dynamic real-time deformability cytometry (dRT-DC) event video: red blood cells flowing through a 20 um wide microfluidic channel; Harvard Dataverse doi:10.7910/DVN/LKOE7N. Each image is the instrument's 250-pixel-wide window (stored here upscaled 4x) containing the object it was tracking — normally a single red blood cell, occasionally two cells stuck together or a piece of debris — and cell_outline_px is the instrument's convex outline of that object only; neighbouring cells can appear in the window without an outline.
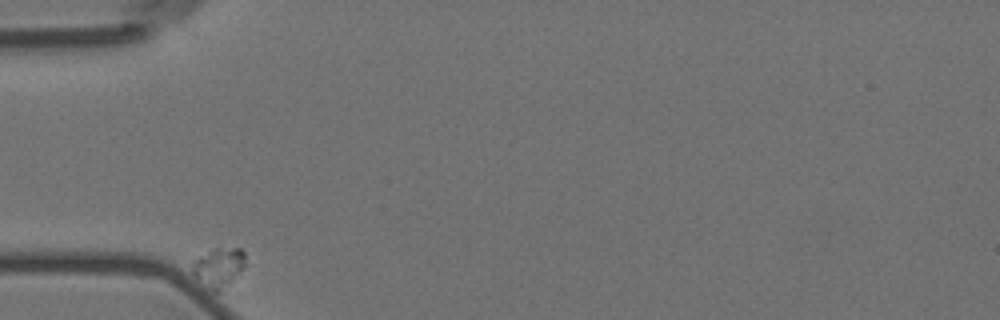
{"species": "Egyptian fruit bat (a non-hibernating species)", "species_latin": "Rousettus aegyptiacus", "temperature_condition": "room temperature", "stored_images_in_passage": 8, "camera_frame_rate_fps": 3000, "um_per_image_px": 0.085, "animal": {"sex": "female"}, "frame": {"image": 1, "passage_image": 1, "time_ms": 0.0, "image_size_px": [1000, 320], "cell_outline_px": [[244, 268], [220, 292], [212, 292], [192, 272], [192, 264], [200, 256], [216, 248], [240, 248], [244, 252]], "centroid_in_image_um": [18.61, 22.73], "position_along_channel_um": 66.4, "area_um2": 11.79}}
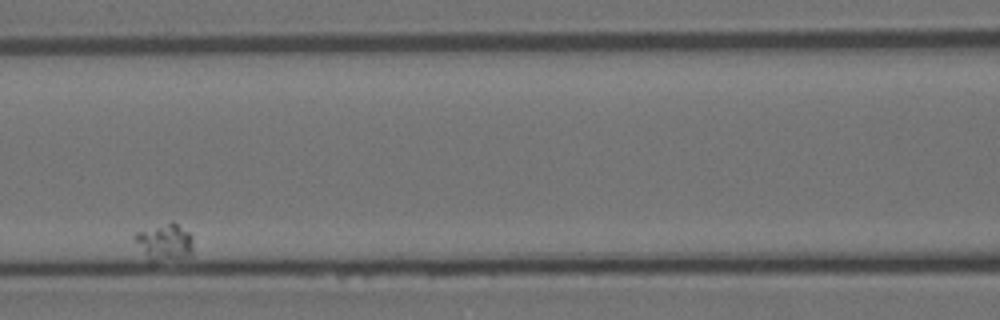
{"frame": {"image": 2, "passage_image": 5, "time_ms": 4.667, "image_size_px": [1000, 320], "cell_outline_px": [[192, 252], [188, 256], [152, 260], [148, 256], [136, 240], [136, 232], [172, 220], [188, 232], [192, 236]], "centroid_in_image_um": [14.05, 20.5], "position_along_channel_um": 152.5, "area_um2": 11.73}}
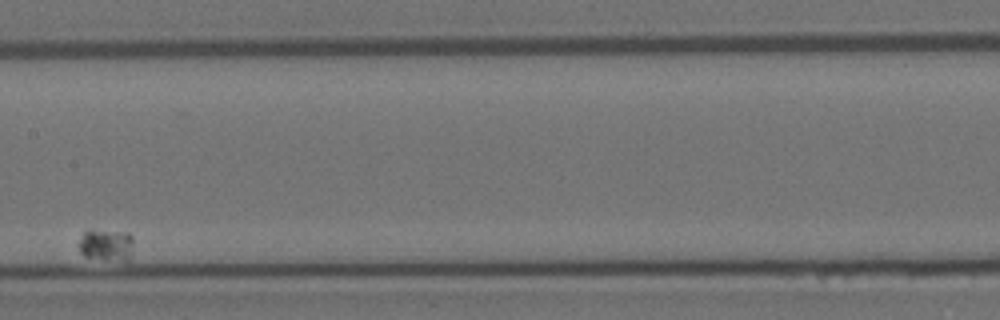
{"frame": {"image": 3, "passage_image": 7, "time_ms": 7.0, "image_size_px": [1000, 320], "cell_outline_px": [[132, 248], [128, 260], [104, 260], [84, 256], [80, 252], [80, 240], [84, 232], [88, 228], [92, 228], [128, 232], [132, 236]], "centroid_in_image_um": [9.02, 20.78], "position_along_channel_um": 198.4, "area_um2": 10.4}}